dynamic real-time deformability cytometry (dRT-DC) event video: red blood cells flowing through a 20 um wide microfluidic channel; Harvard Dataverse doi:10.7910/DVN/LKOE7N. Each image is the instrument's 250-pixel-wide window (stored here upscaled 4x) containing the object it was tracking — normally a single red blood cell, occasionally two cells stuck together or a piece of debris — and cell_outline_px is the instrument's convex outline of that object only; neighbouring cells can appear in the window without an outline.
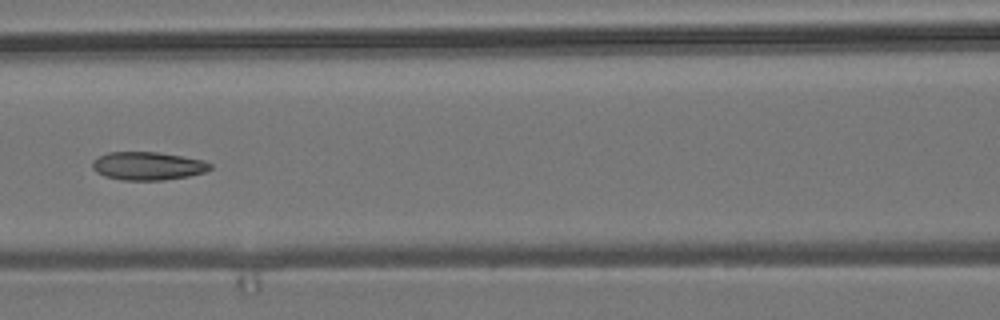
{"species": "common noctule bat (a hibernating species)", "species_latin": "Nyctalus noctula", "temperature_condition": "room temperature", "stored_images_in_passage": 9, "camera_frame_rate_fps": 3000, "um_per_image_px": 0.085, "animal": {"sex": "male", "body_mass_g": 19.2, "forearm_length_mm": 51.8}, "frame": {"image": 1, "passage_image": 6, "time_ms": 6.667, "image_size_px": [1000, 320], "cell_outline_px": [[212, 168], [204, 172], [188, 176], [164, 180], [124, 180], [104, 176], [96, 172], [92, 168], [92, 160], [108, 152], [160, 152], [184, 156], [204, 160], [212, 164]], "centroid_in_image_um": [12.57, 14.1], "position_along_channel_um": 154.0, "area_um2": 19.48}}
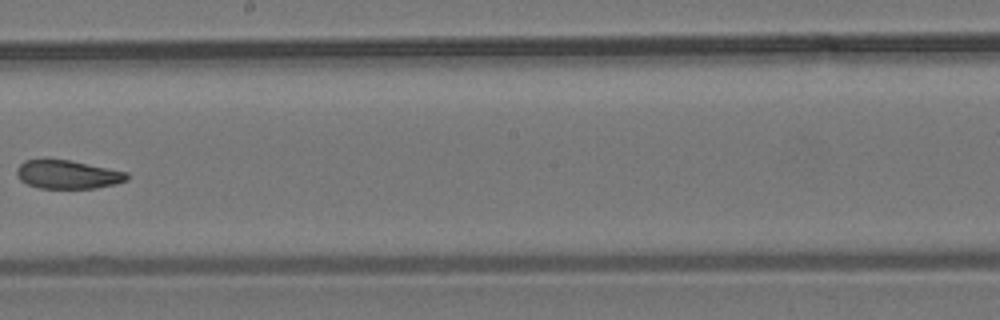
{"frame": {"image": 2, "passage_image": 8, "time_ms": 9.0, "image_size_px": [1000, 320], "cell_outline_px": [[128, 180], [116, 184], [96, 188], [40, 188], [28, 184], [20, 180], [16, 172], [16, 168], [24, 160], [68, 160], [128, 172]], "centroid_in_image_um": [5.76, 14.84], "position_along_channel_um": 242.4, "area_um2": 18.15}}
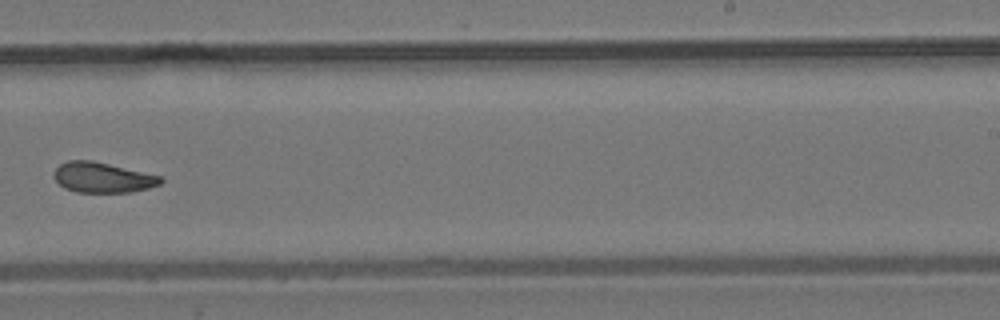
{"frame": {"image": 3, "passage_image": 9, "time_ms": 10.0, "image_size_px": [1000, 320], "cell_outline_px": [[164, 180], [160, 184], [148, 188], [132, 192], [76, 192], [64, 188], [52, 176], [56, 168], [60, 164], [68, 160], [92, 160], [164, 176]], "centroid_in_image_um": [8.75, 15.08], "position_along_channel_um": 280.3, "area_um2": 19.02}}